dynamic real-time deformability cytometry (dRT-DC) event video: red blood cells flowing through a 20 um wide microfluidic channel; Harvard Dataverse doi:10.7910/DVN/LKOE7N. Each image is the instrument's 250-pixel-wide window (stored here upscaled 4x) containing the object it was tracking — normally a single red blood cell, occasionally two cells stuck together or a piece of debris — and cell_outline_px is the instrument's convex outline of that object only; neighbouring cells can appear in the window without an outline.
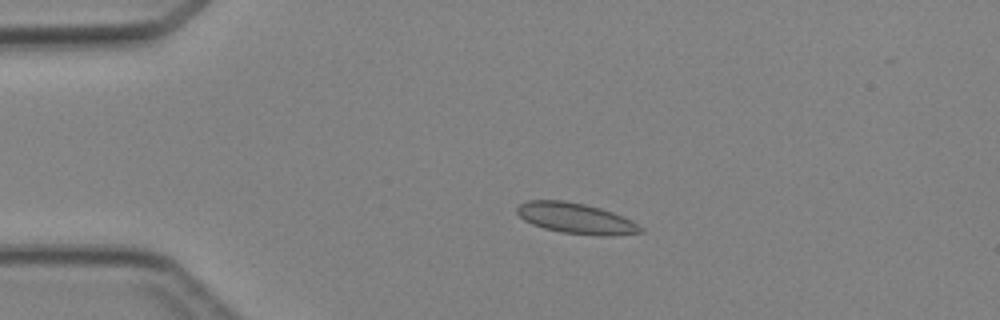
{"species": "Egyptian fruit bat (a non-hibernating species)", "species_latin": "Rousettus aegyptiacus", "temperature_condition": "cold", "stored_images_in_passage": 4, "camera_frame_rate_fps": 3000, "um_per_image_px": 0.085, "animal": {"sex": "female"}, "frame": {"image": 1, "passage_image": 3, "time_ms": 2.333, "image_size_px": [1000, 320], "cell_outline_px": [[644, 232], [608, 236], [604, 236], [560, 232], [544, 228], [532, 224], [524, 220], [516, 212], [516, 208], [520, 204], [528, 200], [564, 200], [584, 204], [600, 208], [624, 216], [632, 220], [644, 228]], "centroid_in_image_um": [48.97, 18.56], "position_along_channel_um": 36.0, "area_um2": 22.14}}